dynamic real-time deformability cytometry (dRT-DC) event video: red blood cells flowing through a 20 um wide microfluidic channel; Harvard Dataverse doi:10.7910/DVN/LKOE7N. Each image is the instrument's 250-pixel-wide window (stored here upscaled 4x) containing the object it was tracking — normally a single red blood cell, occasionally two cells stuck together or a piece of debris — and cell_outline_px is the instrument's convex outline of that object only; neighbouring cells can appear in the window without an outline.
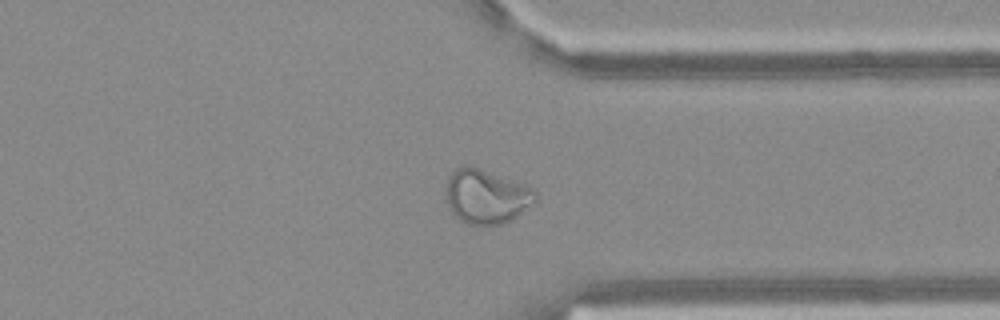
{"species": "Egyptian fruit bat (a non-hibernating species)", "species_latin": "Rousettus aegyptiacus", "temperature_condition": "warm", "stored_images_in_passage": 53, "camera_frame_rate_fps": 3000, "um_per_image_px": 0.085, "frame": {"image": 1, "passage_image": 41, "time_ms": 13.333, "image_size_px": [1000, 320], "cell_outline_px": [[536, 200], [516, 216], [504, 224], [464, 224], [452, 212], [448, 204], [448, 176], [456, 168], [464, 164], [468, 164], [524, 184], [536, 192]], "centroid_in_image_um": [41.32, 16.69], "position_along_channel_um": 370.1, "area_um2": 27.8}}
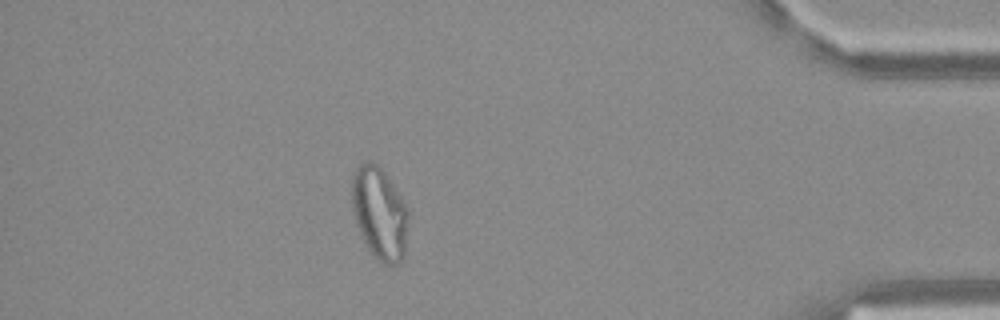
{"frame": {"image": 2, "passage_image": 47, "time_ms": 15.333, "image_size_px": [1000, 320], "cell_outline_px": [[408, 220], [404, 256], [396, 264], [384, 264], [364, 244], [356, 224], [352, 212], [352, 172], [360, 164], [368, 160], [372, 160], [384, 172], [408, 208]], "centroid_in_image_um": [32.23, 18.1], "position_along_channel_um": 403.0, "area_um2": 30.29}}